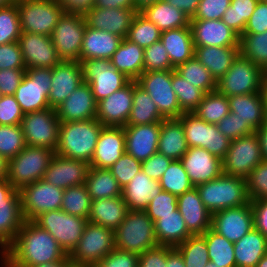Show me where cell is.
<instances>
[{
    "label": "cell",
    "mask_w": 267,
    "mask_h": 267,
    "mask_svg": "<svg viewBox=\"0 0 267 267\" xmlns=\"http://www.w3.org/2000/svg\"><path fill=\"white\" fill-rule=\"evenodd\" d=\"M3 253L24 267L60 261L67 256L55 238L34 221H24L14 241Z\"/></svg>",
    "instance_id": "obj_1"
},
{
    "label": "cell",
    "mask_w": 267,
    "mask_h": 267,
    "mask_svg": "<svg viewBox=\"0 0 267 267\" xmlns=\"http://www.w3.org/2000/svg\"><path fill=\"white\" fill-rule=\"evenodd\" d=\"M103 127L97 119L60 122L56 154L90 163Z\"/></svg>",
    "instance_id": "obj_2"
},
{
    "label": "cell",
    "mask_w": 267,
    "mask_h": 267,
    "mask_svg": "<svg viewBox=\"0 0 267 267\" xmlns=\"http://www.w3.org/2000/svg\"><path fill=\"white\" fill-rule=\"evenodd\" d=\"M196 188L203 204L211 214L232 207L244 206L250 202L246 179L240 177L222 173L216 179L201 183Z\"/></svg>",
    "instance_id": "obj_3"
},
{
    "label": "cell",
    "mask_w": 267,
    "mask_h": 267,
    "mask_svg": "<svg viewBox=\"0 0 267 267\" xmlns=\"http://www.w3.org/2000/svg\"><path fill=\"white\" fill-rule=\"evenodd\" d=\"M115 248L137 255L155 248L154 222L144 210H129L125 219L114 231Z\"/></svg>",
    "instance_id": "obj_4"
},
{
    "label": "cell",
    "mask_w": 267,
    "mask_h": 267,
    "mask_svg": "<svg viewBox=\"0 0 267 267\" xmlns=\"http://www.w3.org/2000/svg\"><path fill=\"white\" fill-rule=\"evenodd\" d=\"M54 150L26 146L15 157L8 160L7 181L16 189L34 183L44 177L52 158Z\"/></svg>",
    "instance_id": "obj_5"
},
{
    "label": "cell",
    "mask_w": 267,
    "mask_h": 267,
    "mask_svg": "<svg viewBox=\"0 0 267 267\" xmlns=\"http://www.w3.org/2000/svg\"><path fill=\"white\" fill-rule=\"evenodd\" d=\"M267 74L240 53L226 74L217 81L216 90L226 97L263 92Z\"/></svg>",
    "instance_id": "obj_6"
},
{
    "label": "cell",
    "mask_w": 267,
    "mask_h": 267,
    "mask_svg": "<svg viewBox=\"0 0 267 267\" xmlns=\"http://www.w3.org/2000/svg\"><path fill=\"white\" fill-rule=\"evenodd\" d=\"M115 248L114 230L88 222L69 255L75 267H94Z\"/></svg>",
    "instance_id": "obj_7"
},
{
    "label": "cell",
    "mask_w": 267,
    "mask_h": 267,
    "mask_svg": "<svg viewBox=\"0 0 267 267\" xmlns=\"http://www.w3.org/2000/svg\"><path fill=\"white\" fill-rule=\"evenodd\" d=\"M22 32L42 34L51 37L64 11L56 0H18Z\"/></svg>",
    "instance_id": "obj_8"
},
{
    "label": "cell",
    "mask_w": 267,
    "mask_h": 267,
    "mask_svg": "<svg viewBox=\"0 0 267 267\" xmlns=\"http://www.w3.org/2000/svg\"><path fill=\"white\" fill-rule=\"evenodd\" d=\"M47 230L67 255L77 247L88 219L70 215L61 209L41 213L33 220Z\"/></svg>",
    "instance_id": "obj_9"
},
{
    "label": "cell",
    "mask_w": 267,
    "mask_h": 267,
    "mask_svg": "<svg viewBox=\"0 0 267 267\" xmlns=\"http://www.w3.org/2000/svg\"><path fill=\"white\" fill-rule=\"evenodd\" d=\"M263 160L260 139L257 133L253 132L230 142L222 159L223 173L246 179Z\"/></svg>",
    "instance_id": "obj_10"
},
{
    "label": "cell",
    "mask_w": 267,
    "mask_h": 267,
    "mask_svg": "<svg viewBox=\"0 0 267 267\" xmlns=\"http://www.w3.org/2000/svg\"><path fill=\"white\" fill-rule=\"evenodd\" d=\"M183 125L188 147H201L223 159L231 140L224 136L217 125L209 124L193 112H184L178 118Z\"/></svg>",
    "instance_id": "obj_11"
},
{
    "label": "cell",
    "mask_w": 267,
    "mask_h": 267,
    "mask_svg": "<svg viewBox=\"0 0 267 267\" xmlns=\"http://www.w3.org/2000/svg\"><path fill=\"white\" fill-rule=\"evenodd\" d=\"M52 80V68H31L14 93L24 114L50 108L48 94Z\"/></svg>",
    "instance_id": "obj_12"
},
{
    "label": "cell",
    "mask_w": 267,
    "mask_h": 267,
    "mask_svg": "<svg viewBox=\"0 0 267 267\" xmlns=\"http://www.w3.org/2000/svg\"><path fill=\"white\" fill-rule=\"evenodd\" d=\"M83 82L91 86L96 102L122 89L131 80L111 65L109 59H88L81 62Z\"/></svg>",
    "instance_id": "obj_13"
},
{
    "label": "cell",
    "mask_w": 267,
    "mask_h": 267,
    "mask_svg": "<svg viewBox=\"0 0 267 267\" xmlns=\"http://www.w3.org/2000/svg\"><path fill=\"white\" fill-rule=\"evenodd\" d=\"M19 193L24 221H33L41 213L61 209L64 189L42 178L23 186Z\"/></svg>",
    "instance_id": "obj_14"
},
{
    "label": "cell",
    "mask_w": 267,
    "mask_h": 267,
    "mask_svg": "<svg viewBox=\"0 0 267 267\" xmlns=\"http://www.w3.org/2000/svg\"><path fill=\"white\" fill-rule=\"evenodd\" d=\"M20 125L27 146L56 150L60 120L54 108L26 113Z\"/></svg>",
    "instance_id": "obj_15"
},
{
    "label": "cell",
    "mask_w": 267,
    "mask_h": 267,
    "mask_svg": "<svg viewBox=\"0 0 267 267\" xmlns=\"http://www.w3.org/2000/svg\"><path fill=\"white\" fill-rule=\"evenodd\" d=\"M86 20L82 14L63 13L51 39L61 61H79Z\"/></svg>",
    "instance_id": "obj_16"
},
{
    "label": "cell",
    "mask_w": 267,
    "mask_h": 267,
    "mask_svg": "<svg viewBox=\"0 0 267 267\" xmlns=\"http://www.w3.org/2000/svg\"><path fill=\"white\" fill-rule=\"evenodd\" d=\"M136 82L151 96L165 119L179 118L184 113L172 88V70L143 72Z\"/></svg>",
    "instance_id": "obj_17"
},
{
    "label": "cell",
    "mask_w": 267,
    "mask_h": 267,
    "mask_svg": "<svg viewBox=\"0 0 267 267\" xmlns=\"http://www.w3.org/2000/svg\"><path fill=\"white\" fill-rule=\"evenodd\" d=\"M23 223L19 190L0 179V252L14 241Z\"/></svg>",
    "instance_id": "obj_18"
},
{
    "label": "cell",
    "mask_w": 267,
    "mask_h": 267,
    "mask_svg": "<svg viewBox=\"0 0 267 267\" xmlns=\"http://www.w3.org/2000/svg\"><path fill=\"white\" fill-rule=\"evenodd\" d=\"M211 228L232 243L254 228L250 202L244 206L224 209L212 214Z\"/></svg>",
    "instance_id": "obj_19"
},
{
    "label": "cell",
    "mask_w": 267,
    "mask_h": 267,
    "mask_svg": "<svg viewBox=\"0 0 267 267\" xmlns=\"http://www.w3.org/2000/svg\"><path fill=\"white\" fill-rule=\"evenodd\" d=\"M18 42L26 69L53 68L61 61L49 36L21 32Z\"/></svg>",
    "instance_id": "obj_20"
},
{
    "label": "cell",
    "mask_w": 267,
    "mask_h": 267,
    "mask_svg": "<svg viewBox=\"0 0 267 267\" xmlns=\"http://www.w3.org/2000/svg\"><path fill=\"white\" fill-rule=\"evenodd\" d=\"M133 100V81L97 102L96 119L103 126L124 127L129 119Z\"/></svg>",
    "instance_id": "obj_21"
},
{
    "label": "cell",
    "mask_w": 267,
    "mask_h": 267,
    "mask_svg": "<svg viewBox=\"0 0 267 267\" xmlns=\"http://www.w3.org/2000/svg\"><path fill=\"white\" fill-rule=\"evenodd\" d=\"M83 82V70L79 61H60L52 68V80L48 102L56 108Z\"/></svg>",
    "instance_id": "obj_22"
},
{
    "label": "cell",
    "mask_w": 267,
    "mask_h": 267,
    "mask_svg": "<svg viewBox=\"0 0 267 267\" xmlns=\"http://www.w3.org/2000/svg\"><path fill=\"white\" fill-rule=\"evenodd\" d=\"M180 161L194 187L223 173L222 160L201 147H190Z\"/></svg>",
    "instance_id": "obj_23"
},
{
    "label": "cell",
    "mask_w": 267,
    "mask_h": 267,
    "mask_svg": "<svg viewBox=\"0 0 267 267\" xmlns=\"http://www.w3.org/2000/svg\"><path fill=\"white\" fill-rule=\"evenodd\" d=\"M89 169L90 163L55 154L43 179L58 188L66 189L85 184Z\"/></svg>",
    "instance_id": "obj_24"
},
{
    "label": "cell",
    "mask_w": 267,
    "mask_h": 267,
    "mask_svg": "<svg viewBox=\"0 0 267 267\" xmlns=\"http://www.w3.org/2000/svg\"><path fill=\"white\" fill-rule=\"evenodd\" d=\"M55 110L60 122L96 119L97 102L90 84L82 82Z\"/></svg>",
    "instance_id": "obj_25"
},
{
    "label": "cell",
    "mask_w": 267,
    "mask_h": 267,
    "mask_svg": "<svg viewBox=\"0 0 267 267\" xmlns=\"http://www.w3.org/2000/svg\"><path fill=\"white\" fill-rule=\"evenodd\" d=\"M123 129L127 154L143 162L158 152L160 123L126 125Z\"/></svg>",
    "instance_id": "obj_26"
},
{
    "label": "cell",
    "mask_w": 267,
    "mask_h": 267,
    "mask_svg": "<svg viewBox=\"0 0 267 267\" xmlns=\"http://www.w3.org/2000/svg\"><path fill=\"white\" fill-rule=\"evenodd\" d=\"M136 13L135 9L129 8L94 7L84 15V18L88 27L115 34L123 39L127 37Z\"/></svg>",
    "instance_id": "obj_27"
},
{
    "label": "cell",
    "mask_w": 267,
    "mask_h": 267,
    "mask_svg": "<svg viewBox=\"0 0 267 267\" xmlns=\"http://www.w3.org/2000/svg\"><path fill=\"white\" fill-rule=\"evenodd\" d=\"M194 46H239L240 36L220 20H190Z\"/></svg>",
    "instance_id": "obj_28"
},
{
    "label": "cell",
    "mask_w": 267,
    "mask_h": 267,
    "mask_svg": "<svg viewBox=\"0 0 267 267\" xmlns=\"http://www.w3.org/2000/svg\"><path fill=\"white\" fill-rule=\"evenodd\" d=\"M125 152L123 127L104 126L99 134L90 167L108 169Z\"/></svg>",
    "instance_id": "obj_29"
},
{
    "label": "cell",
    "mask_w": 267,
    "mask_h": 267,
    "mask_svg": "<svg viewBox=\"0 0 267 267\" xmlns=\"http://www.w3.org/2000/svg\"><path fill=\"white\" fill-rule=\"evenodd\" d=\"M177 208L192 235H203L211 228L212 214L203 204L196 187L178 196Z\"/></svg>",
    "instance_id": "obj_30"
},
{
    "label": "cell",
    "mask_w": 267,
    "mask_h": 267,
    "mask_svg": "<svg viewBox=\"0 0 267 267\" xmlns=\"http://www.w3.org/2000/svg\"><path fill=\"white\" fill-rule=\"evenodd\" d=\"M122 38L103 30L86 26L79 62L88 59H111Z\"/></svg>",
    "instance_id": "obj_31"
},
{
    "label": "cell",
    "mask_w": 267,
    "mask_h": 267,
    "mask_svg": "<svg viewBox=\"0 0 267 267\" xmlns=\"http://www.w3.org/2000/svg\"><path fill=\"white\" fill-rule=\"evenodd\" d=\"M162 191L158 180L151 179L141 169L131 181L122 188V198L128 210H145L150 200Z\"/></svg>",
    "instance_id": "obj_32"
},
{
    "label": "cell",
    "mask_w": 267,
    "mask_h": 267,
    "mask_svg": "<svg viewBox=\"0 0 267 267\" xmlns=\"http://www.w3.org/2000/svg\"><path fill=\"white\" fill-rule=\"evenodd\" d=\"M230 112L236 113L256 132L265 124V102L263 92L227 97Z\"/></svg>",
    "instance_id": "obj_33"
},
{
    "label": "cell",
    "mask_w": 267,
    "mask_h": 267,
    "mask_svg": "<svg viewBox=\"0 0 267 267\" xmlns=\"http://www.w3.org/2000/svg\"><path fill=\"white\" fill-rule=\"evenodd\" d=\"M122 196L95 199L91 202L88 222L116 230L128 212Z\"/></svg>",
    "instance_id": "obj_34"
},
{
    "label": "cell",
    "mask_w": 267,
    "mask_h": 267,
    "mask_svg": "<svg viewBox=\"0 0 267 267\" xmlns=\"http://www.w3.org/2000/svg\"><path fill=\"white\" fill-rule=\"evenodd\" d=\"M188 149L182 122L178 118L164 119L160 123L158 152L172 160H180Z\"/></svg>",
    "instance_id": "obj_35"
},
{
    "label": "cell",
    "mask_w": 267,
    "mask_h": 267,
    "mask_svg": "<svg viewBox=\"0 0 267 267\" xmlns=\"http://www.w3.org/2000/svg\"><path fill=\"white\" fill-rule=\"evenodd\" d=\"M160 41L174 68L194 57L195 47L190 26L163 31Z\"/></svg>",
    "instance_id": "obj_36"
},
{
    "label": "cell",
    "mask_w": 267,
    "mask_h": 267,
    "mask_svg": "<svg viewBox=\"0 0 267 267\" xmlns=\"http://www.w3.org/2000/svg\"><path fill=\"white\" fill-rule=\"evenodd\" d=\"M194 56L208 69L216 81L223 77L239 54V46H194Z\"/></svg>",
    "instance_id": "obj_37"
},
{
    "label": "cell",
    "mask_w": 267,
    "mask_h": 267,
    "mask_svg": "<svg viewBox=\"0 0 267 267\" xmlns=\"http://www.w3.org/2000/svg\"><path fill=\"white\" fill-rule=\"evenodd\" d=\"M110 61L114 68L131 81H136L144 72V49L127 38H123Z\"/></svg>",
    "instance_id": "obj_38"
},
{
    "label": "cell",
    "mask_w": 267,
    "mask_h": 267,
    "mask_svg": "<svg viewBox=\"0 0 267 267\" xmlns=\"http://www.w3.org/2000/svg\"><path fill=\"white\" fill-rule=\"evenodd\" d=\"M154 230L158 245L172 248H176L192 236L178 209L173 211V214L158 215V220L154 222Z\"/></svg>",
    "instance_id": "obj_39"
},
{
    "label": "cell",
    "mask_w": 267,
    "mask_h": 267,
    "mask_svg": "<svg viewBox=\"0 0 267 267\" xmlns=\"http://www.w3.org/2000/svg\"><path fill=\"white\" fill-rule=\"evenodd\" d=\"M235 267H256L267 254V237L252 229L234 243Z\"/></svg>",
    "instance_id": "obj_40"
},
{
    "label": "cell",
    "mask_w": 267,
    "mask_h": 267,
    "mask_svg": "<svg viewBox=\"0 0 267 267\" xmlns=\"http://www.w3.org/2000/svg\"><path fill=\"white\" fill-rule=\"evenodd\" d=\"M140 13L161 32L190 26V18L187 15L163 0L146 6Z\"/></svg>",
    "instance_id": "obj_41"
},
{
    "label": "cell",
    "mask_w": 267,
    "mask_h": 267,
    "mask_svg": "<svg viewBox=\"0 0 267 267\" xmlns=\"http://www.w3.org/2000/svg\"><path fill=\"white\" fill-rule=\"evenodd\" d=\"M132 109L126 125L161 123L165 118L160 114L151 96L133 81Z\"/></svg>",
    "instance_id": "obj_42"
},
{
    "label": "cell",
    "mask_w": 267,
    "mask_h": 267,
    "mask_svg": "<svg viewBox=\"0 0 267 267\" xmlns=\"http://www.w3.org/2000/svg\"><path fill=\"white\" fill-rule=\"evenodd\" d=\"M85 185L92 200L122 196V188L109 169L90 167Z\"/></svg>",
    "instance_id": "obj_43"
},
{
    "label": "cell",
    "mask_w": 267,
    "mask_h": 267,
    "mask_svg": "<svg viewBox=\"0 0 267 267\" xmlns=\"http://www.w3.org/2000/svg\"><path fill=\"white\" fill-rule=\"evenodd\" d=\"M206 239L210 261L221 267H235L234 243L209 228L203 235Z\"/></svg>",
    "instance_id": "obj_44"
},
{
    "label": "cell",
    "mask_w": 267,
    "mask_h": 267,
    "mask_svg": "<svg viewBox=\"0 0 267 267\" xmlns=\"http://www.w3.org/2000/svg\"><path fill=\"white\" fill-rule=\"evenodd\" d=\"M175 71L186 79L187 82L203 90L205 93L216 90L217 81L195 56L185 63L178 65Z\"/></svg>",
    "instance_id": "obj_45"
},
{
    "label": "cell",
    "mask_w": 267,
    "mask_h": 267,
    "mask_svg": "<svg viewBox=\"0 0 267 267\" xmlns=\"http://www.w3.org/2000/svg\"><path fill=\"white\" fill-rule=\"evenodd\" d=\"M229 112L230 108L227 97L217 90L206 93L203 100L193 111L199 118L214 125L219 123Z\"/></svg>",
    "instance_id": "obj_46"
},
{
    "label": "cell",
    "mask_w": 267,
    "mask_h": 267,
    "mask_svg": "<svg viewBox=\"0 0 267 267\" xmlns=\"http://www.w3.org/2000/svg\"><path fill=\"white\" fill-rule=\"evenodd\" d=\"M239 53L267 74V31L261 34H242Z\"/></svg>",
    "instance_id": "obj_47"
},
{
    "label": "cell",
    "mask_w": 267,
    "mask_h": 267,
    "mask_svg": "<svg viewBox=\"0 0 267 267\" xmlns=\"http://www.w3.org/2000/svg\"><path fill=\"white\" fill-rule=\"evenodd\" d=\"M91 202L92 199L85 184L71 186L64 189L61 210L70 215L88 219Z\"/></svg>",
    "instance_id": "obj_48"
},
{
    "label": "cell",
    "mask_w": 267,
    "mask_h": 267,
    "mask_svg": "<svg viewBox=\"0 0 267 267\" xmlns=\"http://www.w3.org/2000/svg\"><path fill=\"white\" fill-rule=\"evenodd\" d=\"M172 88L183 112H193L206 94L203 90L187 82L175 70H172Z\"/></svg>",
    "instance_id": "obj_49"
},
{
    "label": "cell",
    "mask_w": 267,
    "mask_h": 267,
    "mask_svg": "<svg viewBox=\"0 0 267 267\" xmlns=\"http://www.w3.org/2000/svg\"><path fill=\"white\" fill-rule=\"evenodd\" d=\"M159 183L163 191L177 197L194 187L180 160H173L170 163Z\"/></svg>",
    "instance_id": "obj_50"
},
{
    "label": "cell",
    "mask_w": 267,
    "mask_h": 267,
    "mask_svg": "<svg viewBox=\"0 0 267 267\" xmlns=\"http://www.w3.org/2000/svg\"><path fill=\"white\" fill-rule=\"evenodd\" d=\"M259 0H231L222 21L241 36Z\"/></svg>",
    "instance_id": "obj_51"
},
{
    "label": "cell",
    "mask_w": 267,
    "mask_h": 267,
    "mask_svg": "<svg viewBox=\"0 0 267 267\" xmlns=\"http://www.w3.org/2000/svg\"><path fill=\"white\" fill-rule=\"evenodd\" d=\"M161 31L159 28L146 19L140 12H137L131 22L127 39L138 46L149 47L160 40Z\"/></svg>",
    "instance_id": "obj_52"
},
{
    "label": "cell",
    "mask_w": 267,
    "mask_h": 267,
    "mask_svg": "<svg viewBox=\"0 0 267 267\" xmlns=\"http://www.w3.org/2000/svg\"><path fill=\"white\" fill-rule=\"evenodd\" d=\"M183 256L185 267H205L210 261L206 239L192 235L176 247Z\"/></svg>",
    "instance_id": "obj_53"
},
{
    "label": "cell",
    "mask_w": 267,
    "mask_h": 267,
    "mask_svg": "<svg viewBox=\"0 0 267 267\" xmlns=\"http://www.w3.org/2000/svg\"><path fill=\"white\" fill-rule=\"evenodd\" d=\"M22 127L18 125H0V155L7 160L15 157L26 147Z\"/></svg>",
    "instance_id": "obj_54"
},
{
    "label": "cell",
    "mask_w": 267,
    "mask_h": 267,
    "mask_svg": "<svg viewBox=\"0 0 267 267\" xmlns=\"http://www.w3.org/2000/svg\"><path fill=\"white\" fill-rule=\"evenodd\" d=\"M21 32L17 3L0 7V45L18 42Z\"/></svg>",
    "instance_id": "obj_55"
},
{
    "label": "cell",
    "mask_w": 267,
    "mask_h": 267,
    "mask_svg": "<svg viewBox=\"0 0 267 267\" xmlns=\"http://www.w3.org/2000/svg\"><path fill=\"white\" fill-rule=\"evenodd\" d=\"M175 70L162 42L159 40L144 48V72Z\"/></svg>",
    "instance_id": "obj_56"
},
{
    "label": "cell",
    "mask_w": 267,
    "mask_h": 267,
    "mask_svg": "<svg viewBox=\"0 0 267 267\" xmlns=\"http://www.w3.org/2000/svg\"><path fill=\"white\" fill-rule=\"evenodd\" d=\"M250 201L267 199V161L258 164L246 178Z\"/></svg>",
    "instance_id": "obj_57"
},
{
    "label": "cell",
    "mask_w": 267,
    "mask_h": 267,
    "mask_svg": "<svg viewBox=\"0 0 267 267\" xmlns=\"http://www.w3.org/2000/svg\"><path fill=\"white\" fill-rule=\"evenodd\" d=\"M142 162L135 159L126 152L108 168L116 178L121 188L125 187L131 179L141 171Z\"/></svg>",
    "instance_id": "obj_58"
},
{
    "label": "cell",
    "mask_w": 267,
    "mask_h": 267,
    "mask_svg": "<svg viewBox=\"0 0 267 267\" xmlns=\"http://www.w3.org/2000/svg\"><path fill=\"white\" fill-rule=\"evenodd\" d=\"M178 197L172 193L161 191L155 195L144 210L153 222L158 220V215L173 214L177 210Z\"/></svg>",
    "instance_id": "obj_59"
},
{
    "label": "cell",
    "mask_w": 267,
    "mask_h": 267,
    "mask_svg": "<svg viewBox=\"0 0 267 267\" xmlns=\"http://www.w3.org/2000/svg\"><path fill=\"white\" fill-rule=\"evenodd\" d=\"M216 125L219 131L231 141L255 132L247 122H243L233 112H229Z\"/></svg>",
    "instance_id": "obj_60"
},
{
    "label": "cell",
    "mask_w": 267,
    "mask_h": 267,
    "mask_svg": "<svg viewBox=\"0 0 267 267\" xmlns=\"http://www.w3.org/2000/svg\"><path fill=\"white\" fill-rule=\"evenodd\" d=\"M231 0H200L197 12L190 20H220Z\"/></svg>",
    "instance_id": "obj_61"
},
{
    "label": "cell",
    "mask_w": 267,
    "mask_h": 267,
    "mask_svg": "<svg viewBox=\"0 0 267 267\" xmlns=\"http://www.w3.org/2000/svg\"><path fill=\"white\" fill-rule=\"evenodd\" d=\"M23 113L14 95H3L0 100V125L21 124Z\"/></svg>",
    "instance_id": "obj_62"
},
{
    "label": "cell",
    "mask_w": 267,
    "mask_h": 267,
    "mask_svg": "<svg viewBox=\"0 0 267 267\" xmlns=\"http://www.w3.org/2000/svg\"><path fill=\"white\" fill-rule=\"evenodd\" d=\"M26 69L19 42L0 45V70Z\"/></svg>",
    "instance_id": "obj_63"
},
{
    "label": "cell",
    "mask_w": 267,
    "mask_h": 267,
    "mask_svg": "<svg viewBox=\"0 0 267 267\" xmlns=\"http://www.w3.org/2000/svg\"><path fill=\"white\" fill-rule=\"evenodd\" d=\"M139 255L114 248L94 267H138Z\"/></svg>",
    "instance_id": "obj_64"
},
{
    "label": "cell",
    "mask_w": 267,
    "mask_h": 267,
    "mask_svg": "<svg viewBox=\"0 0 267 267\" xmlns=\"http://www.w3.org/2000/svg\"><path fill=\"white\" fill-rule=\"evenodd\" d=\"M172 161V159L165 155L156 152L142 162L141 169L148 177L159 181Z\"/></svg>",
    "instance_id": "obj_65"
},
{
    "label": "cell",
    "mask_w": 267,
    "mask_h": 267,
    "mask_svg": "<svg viewBox=\"0 0 267 267\" xmlns=\"http://www.w3.org/2000/svg\"><path fill=\"white\" fill-rule=\"evenodd\" d=\"M26 73V69H2L0 70V93L2 95H14Z\"/></svg>",
    "instance_id": "obj_66"
},
{
    "label": "cell",
    "mask_w": 267,
    "mask_h": 267,
    "mask_svg": "<svg viewBox=\"0 0 267 267\" xmlns=\"http://www.w3.org/2000/svg\"><path fill=\"white\" fill-rule=\"evenodd\" d=\"M267 31V3L258 1L243 34H261Z\"/></svg>",
    "instance_id": "obj_67"
},
{
    "label": "cell",
    "mask_w": 267,
    "mask_h": 267,
    "mask_svg": "<svg viewBox=\"0 0 267 267\" xmlns=\"http://www.w3.org/2000/svg\"><path fill=\"white\" fill-rule=\"evenodd\" d=\"M167 246H157L139 255L138 267H167Z\"/></svg>",
    "instance_id": "obj_68"
},
{
    "label": "cell",
    "mask_w": 267,
    "mask_h": 267,
    "mask_svg": "<svg viewBox=\"0 0 267 267\" xmlns=\"http://www.w3.org/2000/svg\"><path fill=\"white\" fill-rule=\"evenodd\" d=\"M253 210L254 229L267 237V199L250 201Z\"/></svg>",
    "instance_id": "obj_69"
},
{
    "label": "cell",
    "mask_w": 267,
    "mask_h": 267,
    "mask_svg": "<svg viewBox=\"0 0 267 267\" xmlns=\"http://www.w3.org/2000/svg\"><path fill=\"white\" fill-rule=\"evenodd\" d=\"M64 13L85 15L94 8L96 0H56Z\"/></svg>",
    "instance_id": "obj_70"
},
{
    "label": "cell",
    "mask_w": 267,
    "mask_h": 267,
    "mask_svg": "<svg viewBox=\"0 0 267 267\" xmlns=\"http://www.w3.org/2000/svg\"><path fill=\"white\" fill-rule=\"evenodd\" d=\"M173 7L181 10L188 18L192 19L197 12L200 0H163Z\"/></svg>",
    "instance_id": "obj_71"
},
{
    "label": "cell",
    "mask_w": 267,
    "mask_h": 267,
    "mask_svg": "<svg viewBox=\"0 0 267 267\" xmlns=\"http://www.w3.org/2000/svg\"><path fill=\"white\" fill-rule=\"evenodd\" d=\"M94 7L135 9V4L133 0H96Z\"/></svg>",
    "instance_id": "obj_72"
},
{
    "label": "cell",
    "mask_w": 267,
    "mask_h": 267,
    "mask_svg": "<svg viewBox=\"0 0 267 267\" xmlns=\"http://www.w3.org/2000/svg\"><path fill=\"white\" fill-rule=\"evenodd\" d=\"M167 267H185L183 256L176 248L167 246Z\"/></svg>",
    "instance_id": "obj_73"
},
{
    "label": "cell",
    "mask_w": 267,
    "mask_h": 267,
    "mask_svg": "<svg viewBox=\"0 0 267 267\" xmlns=\"http://www.w3.org/2000/svg\"><path fill=\"white\" fill-rule=\"evenodd\" d=\"M259 139H260V145L262 150V156L265 161H267V123H265L263 126H261L256 131Z\"/></svg>",
    "instance_id": "obj_74"
},
{
    "label": "cell",
    "mask_w": 267,
    "mask_h": 267,
    "mask_svg": "<svg viewBox=\"0 0 267 267\" xmlns=\"http://www.w3.org/2000/svg\"><path fill=\"white\" fill-rule=\"evenodd\" d=\"M35 267H75V266L72 263L70 256L67 255L64 259L60 261H54L46 264H39L36 265Z\"/></svg>",
    "instance_id": "obj_75"
},
{
    "label": "cell",
    "mask_w": 267,
    "mask_h": 267,
    "mask_svg": "<svg viewBox=\"0 0 267 267\" xmlns=\"http://www.w3.org/2000/svg\"><path fill=\"white\" fill-rule=\"evenodd\" d=\"M8 177V160L0 155V179Z\"/></svg>",
    "instance_id": "obj_76"
},
{
    "label": "cell",
    "mask_w": 267,
    "mask_h": 267,
    "mask_svg": "<svg viewBox=\"0 0 267 267\" xmlns=\"http://www.w3.org/2000/svg\"><path fill=\"white\" fill-rule=\"evenodd\" d=\"M135 4V10L137 12L142 11L146 6L154 4L159 0H133Z\"/></svg>",
    "instance_id": "obj_77"
},
{
    "label": "cell",
    "mask_w": 267,
    "mask_h": 267,
    "mask_svg": "<svg viewBox=\"0 0 267 267\" xmlns=\"http://www.w3.org/2000/svg\"><path fill=\"white\" fill-rule=\"evenodd\" d=\"M2 267H24L12 262L3 252H0Z\"/></svg>",
    "instance_id": "obj_78"
},
{
    "label": "cell",
    "mask_w": 267,
    "mask_h": 267,
    "mask_svg": "<svg viewBox=\"0 0 267 267\" xmlns=\"http://www.w3.org/2000/svg\"><path fill=\"white\" fill-rule=\"evenodd\" d=\"M263 97H264V102H265V123H267V81L264 85Z\"/></svg>",
    "instance_id": "obj_79"
},
{
    "label": "cell",
    "mask_w": 267,
    "mask_h": 267,
    "mask_svg": "<svg viewBox=\"0 0 267 267\" xmlns=\"http://www.w3.org/2000/svg\"><path fill=\"white\" fill-rule=\"evenodd\" d=\"M256 267H267V254L262 257Z\"/></svg>",
    "instance_id": "obj_80"
}]
</instances>
